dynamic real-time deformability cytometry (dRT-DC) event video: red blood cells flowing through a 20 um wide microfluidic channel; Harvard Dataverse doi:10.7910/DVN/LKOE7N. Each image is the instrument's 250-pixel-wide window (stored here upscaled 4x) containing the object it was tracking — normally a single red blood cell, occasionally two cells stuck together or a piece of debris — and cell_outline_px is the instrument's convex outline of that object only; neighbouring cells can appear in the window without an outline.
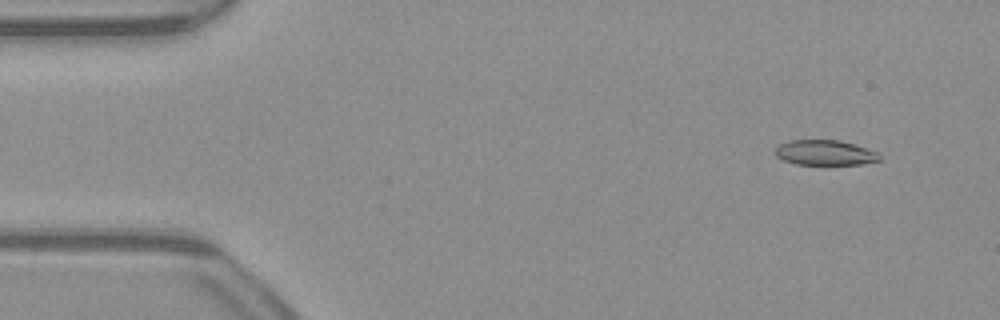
{"species": "common noctule bat (a hibernating species)", "species_latin": "Nyctalus noctula", "temperature_condition": "warm", "stored_images_in_passage": 34, "camera_frame_rate_fps": 3000, "um_per_image_px": 0.085, "animal": {"sex": "male", "body_mass_g": 23.1, "forearm_length_mm": 52.7}, "frame": {"image": 1, "passage_image": 5, "time_ms": 1.333, "image_size_px": [1000, 320], "cell_outline_px": [[880, 160], [860, 164], [796, 164], [784, 160], [776, 156], [776, 148], [780, 144], [788, 140], [840, 140], [880, 152]], "centroid_in_image_um": [70.14, 12.97], "position_along_channel_um": 14.9, "area_um2": 15.2}}
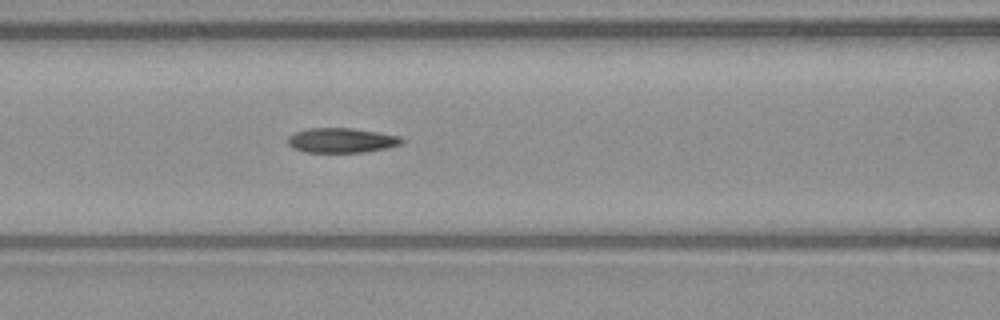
{"frame": {"image": 2, "passage_image": 22, "time_ms": 7.0, "image_size_px": [1000, 320], "cell_outline_px": [[404, 144], [364, 152], [304, 152], [292, 148], [288, 144], [288, 136], [296, 132], [308, 128], [352, 128], [400, 136], [404, 140]], "centroid_in_image_um": [29.02, 11.93], "position_along_channel_um": 137.6, "area_um2": 16.42}}
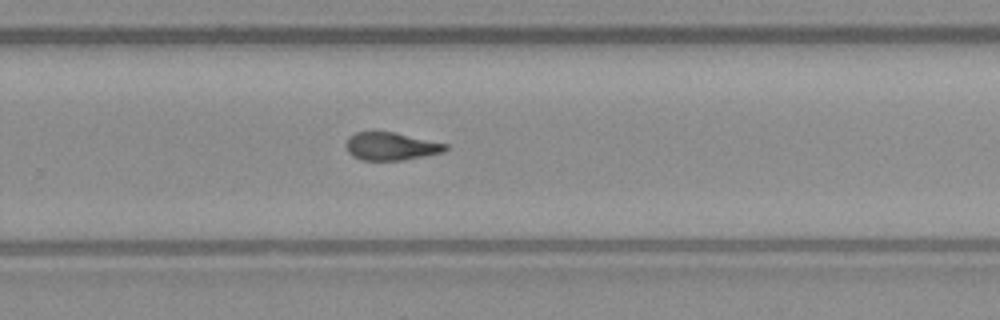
{"frame": {"image": 3, "passage_image": 34, "time_ms": 11.0, "image_size_px": [1000, 320], "cell_outline_px": [[448, 148], [444, 152], [404, 160], [360, 160], [352, 156], [348, 152], [344, 144], [348, 136], [356, 132], [392, 132], [448, 144]], "centroid_in_image_um": [33.2, 12.44], "position_along_channel_um": 296.6, "area_um2": 16.18}}